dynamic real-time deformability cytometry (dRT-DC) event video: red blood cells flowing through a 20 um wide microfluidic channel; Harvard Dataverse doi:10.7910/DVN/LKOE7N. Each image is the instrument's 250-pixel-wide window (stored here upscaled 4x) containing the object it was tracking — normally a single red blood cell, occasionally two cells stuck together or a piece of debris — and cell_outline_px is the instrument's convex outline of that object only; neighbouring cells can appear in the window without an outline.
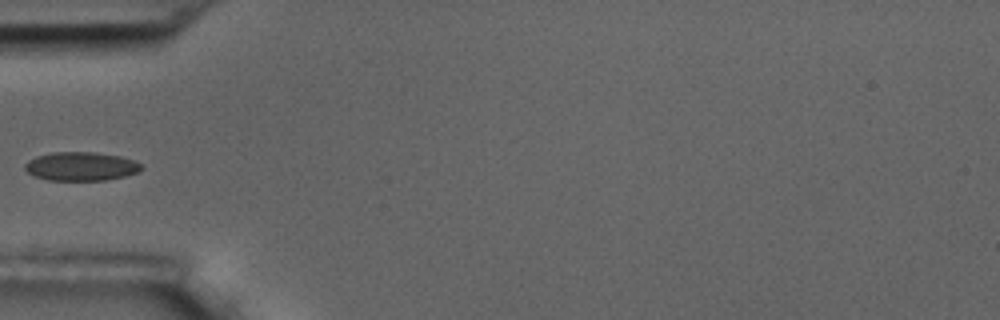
{"species": "common noctule bat (a hibernating species)", "species_latin": "Nyctalus noctula", "temperature_condition": "room temperature", "stored_images_in_passage": 1, "camera_frame_rate_fps": 3000, "um_per_image_px": 0.085, "animal": {"sex": "male", "body_mass_g": 17.5, "forearm_length_mm": 52.3}, "frame": {"image": 1, "passage_image": 1, "time_ms": 0.0, "image_size_px": [1000, 320], "cell_outline_px": [[144, 168], [136, 172], [124, 176], [108, 180], [48, 180], [32, 176], [24, 168], [24, 164], [28, 160], [36, 156], [52, 152], [96, 152], [120, 156], [132, 160], [140, 164]], "centroid_in_image_um": [6.84, 14.14], "position_along_channel_um": 78.2, "area_um2": 19.54}}